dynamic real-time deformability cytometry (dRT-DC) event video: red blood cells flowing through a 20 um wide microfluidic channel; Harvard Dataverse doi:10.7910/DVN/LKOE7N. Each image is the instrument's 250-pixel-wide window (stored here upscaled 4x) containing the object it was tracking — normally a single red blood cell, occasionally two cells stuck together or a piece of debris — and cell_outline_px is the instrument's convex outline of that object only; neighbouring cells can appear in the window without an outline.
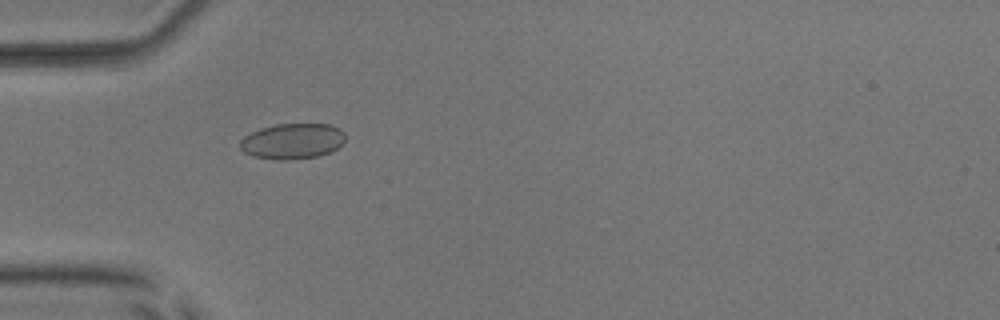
{"species": "common noctule bat (a hibernating species)", "species_latin": "Nyctalus noctula", "temperature_condition": "room temperature", "stored_images_in_passage": 39, "camera_frame_rate_fps": 3000, "um_per_image_px": 0.085, "animal": {"sex": "male", "body_mass_g": 17.9, "forearm_length_mm": 54.2}, "frame": {"image": 1, "passage_image": 8, "time_ms": 2.333, "image_size_px": [1000, 320], "cell_outline_px": [[344, 140], [336, 148], [328, 152], [316, 156], [288, 160], [276, 160], [252, 156], [244, 152], [240, 148], [240, 140], [244, 136], [260, 128], [276, 124], [332, 124], [340, 128], [344, 132]], "centroid_in_image_um": [24.83, 11.99], "position_along_channel_um": 60.2, "area_um2": 21.79}}
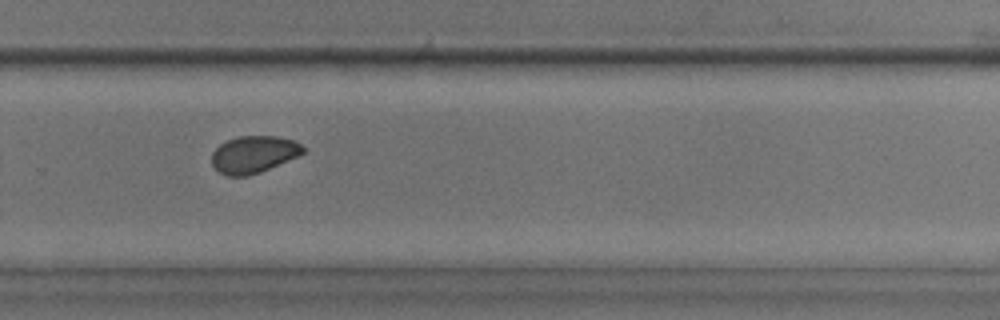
{"frame": {"image": 2, "passage_image": 28, "time_ms": 9.0, "image_size_px": [1000, 320], "cell_outline_px": [[304, 152], [296, 156], [260, 172], [248, 176], [228, 176], [220, 172], [212, 164], [212, 152], [220, 144], [228, 140], [240, 136], [276, 136], [296, 140], [304, 148]], "centroid_in_image_um": [21.55, 13.11], "position_along_channel_um": 308.3, "area_um2": 19.48}}
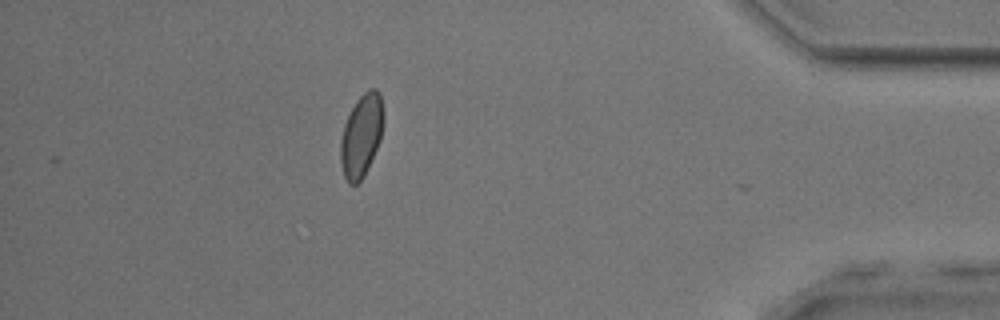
{"frame": {"image": 3, "passage_image": 39, "time_ms": 12.667, "image_size_px": [1000, 320], "cell_outline_px": [[384, 112], [380, 140], [364, 176], [356, 184], [348, 184], [344, 176], [340, 160], [340, 140], [344, 124], [356, 100], [368, 88], [376, 88], [380, 92]], "centroid_in_image_um": [30.71, 11.49], "position_along_channel_um": 404.5, "area_um2": 20.69}, "authors_computed_cell_mechanics": {"area_um2": 20.4034, "velocity_mm_per_s": 3.7965, "shape_relaxation_time_tau1_ms": 6.9087, "shape_relaxation_time_tau2_ms": 1.2464, "deformation_change_tau1": 0.0815, "deformation_change_tau2": 0.0324}}